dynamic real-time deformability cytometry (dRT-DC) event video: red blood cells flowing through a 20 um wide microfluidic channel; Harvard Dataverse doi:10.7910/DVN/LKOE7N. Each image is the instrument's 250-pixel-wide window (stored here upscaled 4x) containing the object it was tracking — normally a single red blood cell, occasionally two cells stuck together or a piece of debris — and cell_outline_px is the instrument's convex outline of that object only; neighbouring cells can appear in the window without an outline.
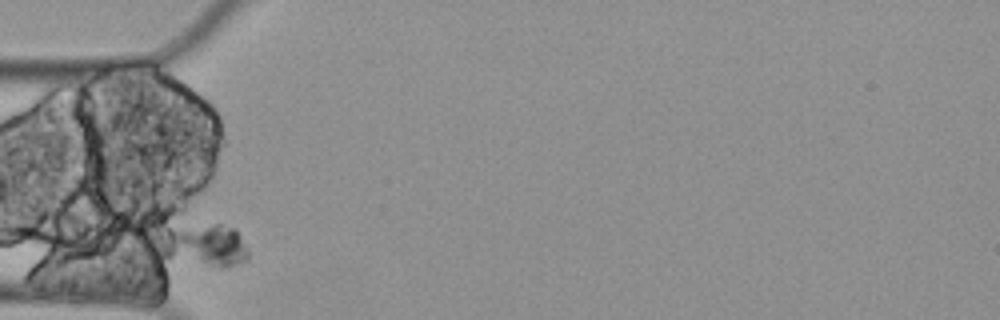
{"species": "Egyptian fruit bat (a non-hibernating species)", "species_latin": "Rousettus aegyptiacus", "temperature_condition": "cold", "stored_images_in_passage": 5, "camera_frame_rate_fps": 3000, "um_per_image_px": 0.085, "animal": {"sex": "female"}, "frame": {"image": 1, "passage_image": 1, "time_ms": 0.0, "image_size_px": [1000, 320], "cell_outline_px": [[248, 260], [224, 268], [164, 256], [168, 240], [176, 232], [216, 224], [220, 224], [236, 228], [248, 248]], "centroid_in_image_um": [17.74, 20.92], "position_along_channel_um": 67.3, "area_um2": 19.42}}
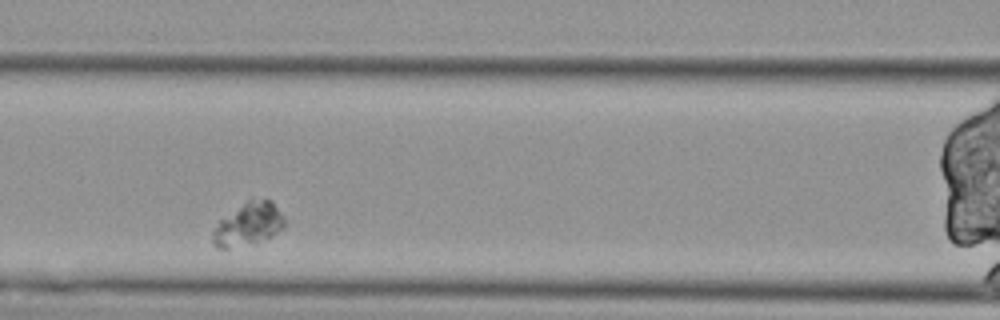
{"frame": {"image": 2, "passage_image": 3, "time_ms": 0.667, "image_size_px": [1000, 320], "cell_outline_px": [[284, 228], [272, 236], [228, 248], [216, 248], [212, 244], [212, 228], [220, 220], [248, 200], [272, 200], [284, 216]], "centroid_in_image_um": [21.09, 19.05], "position_along_channel_um": 145.5, "area_um2": 17.51}}
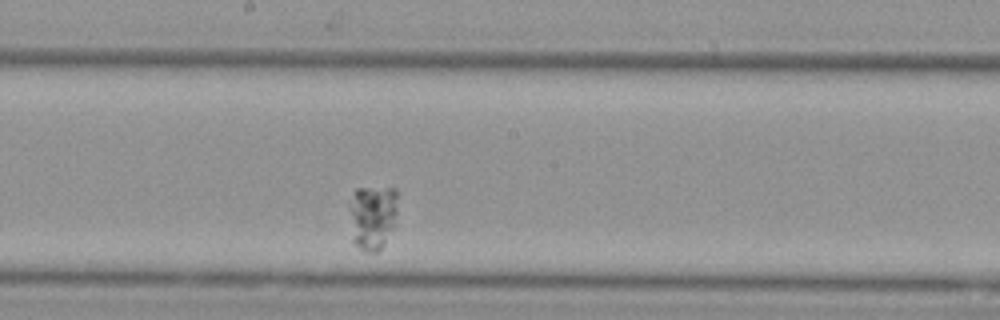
{"frame": {"image": 3, "passage_image": 5, "time_ms": 1.333, "image_size_px": [1000, 320], "cell_outline_px": [[400, 192], [396, 224], [380, 248], [376, 252], [364, 252], [352, 240], [348, 208], [348, 204], [356, 188], [396, 188]], "centroid_in_image_um": [31.69, 18.39], "position_along_channel_um": 216.5, "area_um2": 19.02}}